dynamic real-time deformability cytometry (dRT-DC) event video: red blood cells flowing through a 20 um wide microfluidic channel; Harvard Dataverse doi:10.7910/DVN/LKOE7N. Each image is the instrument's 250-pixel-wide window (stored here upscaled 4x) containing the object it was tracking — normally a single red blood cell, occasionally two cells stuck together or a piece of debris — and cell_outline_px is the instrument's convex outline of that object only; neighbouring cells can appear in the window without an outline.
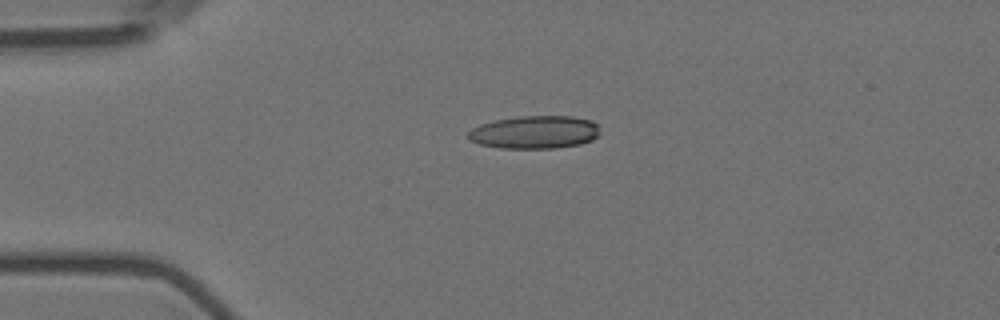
{"species": "Egyptian fruit bat (a non-hibernating species)", "species_latin": "Rousettus aegyptiacus", "temperature_condition": "room temperature", "stored_images_in_passage": 4, "camera_frame_rate_fps": 3000, "um_per_image_px": 0.085, "animal": {"sex": "female"}, "frame": {"image": 1, "passage_image": 4, "time_ms": 1.0, "image_size_px": [1000, 320], "cell_outline_px": [[596, 136], [592, 140], [580, 144], [556, 148], [500, 148], [480, 144], [468, 140], [468, 132], [472, 128], [480, 124], [492, 120], [516, 116], [572, 116], [592, 120], [596, 124]], "centroid_in_image_um": [45.39, 11.23], "position_along_channel_um": 39.6, "area_um2": 25.32}}